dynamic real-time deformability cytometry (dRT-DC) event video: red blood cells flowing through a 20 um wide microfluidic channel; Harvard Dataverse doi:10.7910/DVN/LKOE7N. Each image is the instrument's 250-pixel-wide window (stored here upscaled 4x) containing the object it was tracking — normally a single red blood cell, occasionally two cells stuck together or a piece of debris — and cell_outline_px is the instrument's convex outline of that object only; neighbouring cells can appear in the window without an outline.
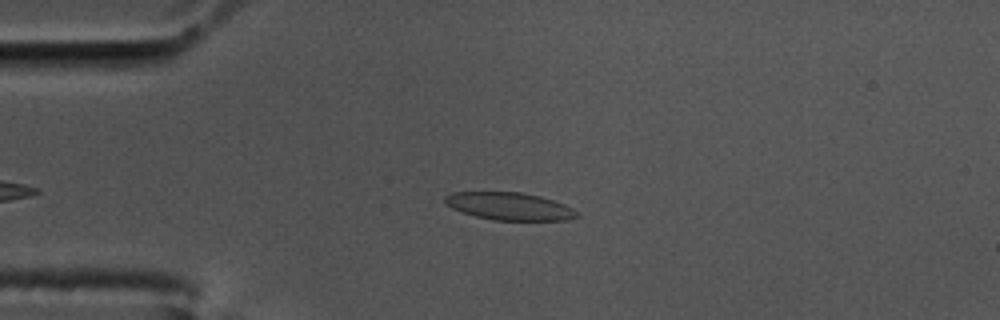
{"species": "common noctule bat (a hibernating species)", "species_latin": "Nyctalus noctula", "temperature_condition": "cold", "stored_images_in_passage": 45, "camera_frame_rate_fps": 3000, "um_per_image_px": 0.085, "animal": {"sex": "male", "body_mass_g": 17.5, "forearm_length_mm": 52.3}, "frame": {"image": 1, "passage_image": 6, "time_ms": 1.667, "image_size_px": [1000, 320], "cell_outline_px": [[580, 216], [568, 220], [492, 220], [476, 216], [452, 208], [444, 204], [444, 196], [452, 192], [520, 192], [540, 196], [564, 204], [572, 208]], "centroid_in_image_um": [43.28, 17.53], "position_along_channel_um": 41.7, "area_um2": 21.15}}
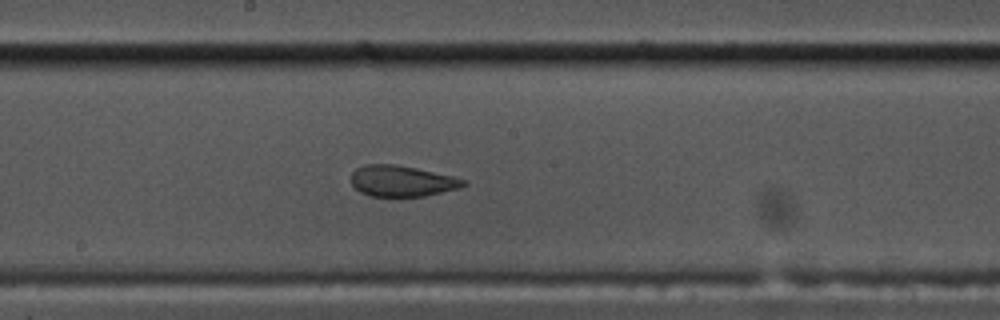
{"frame": {"image": 2, "passage_image": 23, "time_ms": 7.333, "image_size_px": [1000, 320], "cell_outline_px": [[468, 184], [460, 188], [424, 196], [396, 200], [372, 196], [360, 192], [352, 184], [352, 172], [356, 168], [364, 164], [396, 164], [416, 168], [452, 176], [464, 180]], "centroid_in_image_um": [34.14, 15.43], "position_along_channel_um": 214.1, "area_um2": 20.92}}
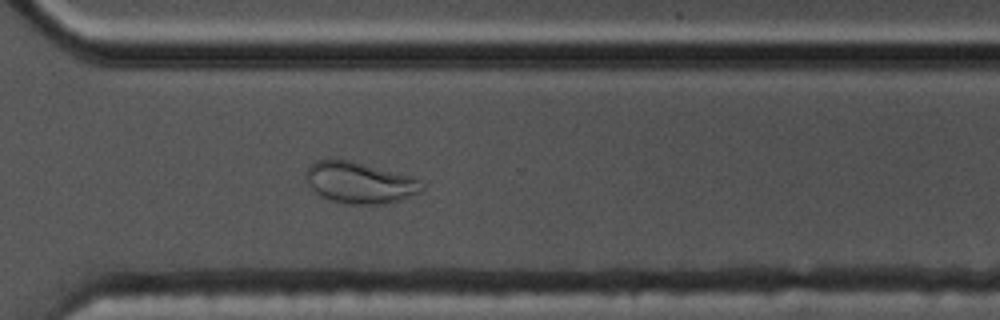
{"frame": {"image": 3, "passage_image": 34, "time_ms": 11.0, "image_size_px": [1000, 320], "cell_outline_px": [[424, 188], [420, 192], [400, 200], [384, 204], [348, 204], [332, 200], [316, 192], [308, 184], [304, 176], [304, 172], [308, 164], [316, 160], [340, 156], [416, 176], [420, 180]], "centroid_in_image_um": [30.57, 15.45], "position_along_channel_um": 340.0, "area_um2": 29.07}}